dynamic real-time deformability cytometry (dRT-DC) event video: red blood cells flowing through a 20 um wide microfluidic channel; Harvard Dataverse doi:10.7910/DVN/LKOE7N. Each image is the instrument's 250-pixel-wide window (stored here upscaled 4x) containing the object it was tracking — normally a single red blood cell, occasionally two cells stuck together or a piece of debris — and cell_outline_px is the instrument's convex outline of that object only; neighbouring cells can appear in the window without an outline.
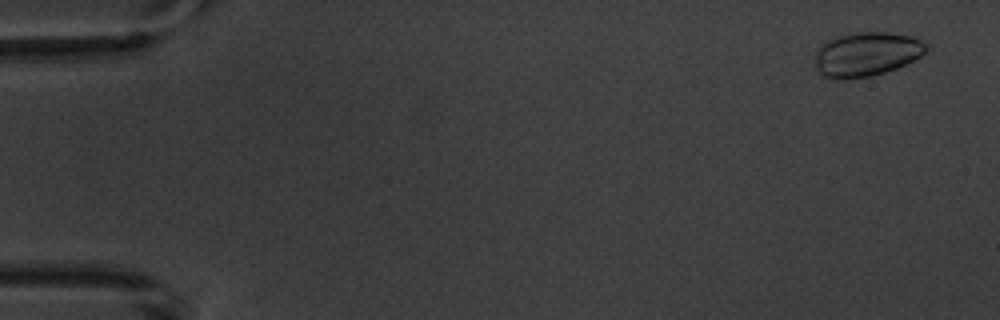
{"species": "common noctule bat (a hibernating species)", "species_latin": "Nyctalus noctula", "temperature_condition": "warm", "stored_images_in_passage": 6, "camera_frame_rate_fps": 3000, "um_per_image_px": 0.085, "animal": {"sex": "male", "body_mass_g": 20.1, "forearm_length_mm": 53.5}, "frame": {"image": 1, "passage_image": 1, "time_ms": 0.0, "image_size_px": [1000, 320], "cell_outline_px": [[928, 48], [920, 56], [896, 68], [872, 76], [836, 80], [820, 76], [812, 60], [816, 48], [832, 36], [856, 32], [884, 32], [916, 36], [928, 44]], "centroid_in_image_um": [73.57, 4.6], "position_along_channel_um": 11.4, "area_um2": 29.36}}